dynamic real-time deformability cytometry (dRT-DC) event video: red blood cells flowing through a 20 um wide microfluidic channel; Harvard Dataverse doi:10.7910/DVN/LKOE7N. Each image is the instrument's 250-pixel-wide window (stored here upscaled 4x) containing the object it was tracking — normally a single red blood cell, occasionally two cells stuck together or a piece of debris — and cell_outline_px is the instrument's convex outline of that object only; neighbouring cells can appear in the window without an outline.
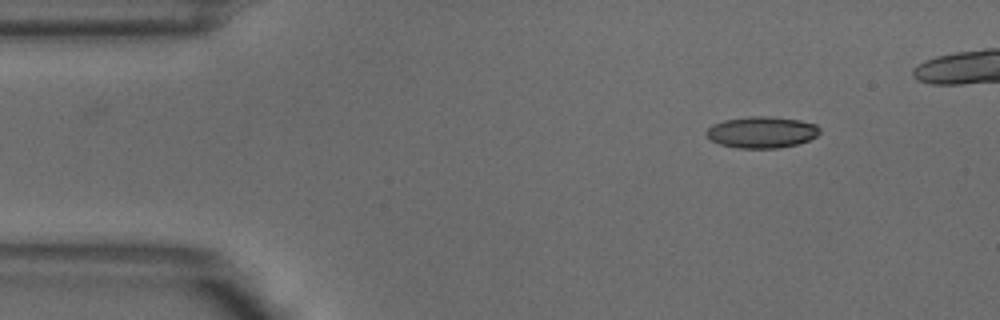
{"species": "common noctule bat (a hibernating species)", "species_latin": "Nyctalus noctula", "temperature_condition": "warm", "stored_images_in_passage": 4, "camera_frame_rate_fps": 3000, "um_per_image_px": 0.085, "animal": {"sex": "male", "body_mass_g": 18.8}, "frame": {"image": 1, "passage_image": 1, "time_ms": 0.0, "image_size_px": [1000, 320], "cell_outline_px": [[820, 132], [816, 136], [808, 140], [796, 144], [776, 148], [736, 148], [720, 144], [712, 140], [704, 132], [712, 124], [724, 120], [752, 116], [772, 116], [800, 120], [816, 124], [820, 128]], "centroid_in_image_um": [64.74, 11.23], "position_along_channel_um": 20.3, "area_um2": 20.75}}